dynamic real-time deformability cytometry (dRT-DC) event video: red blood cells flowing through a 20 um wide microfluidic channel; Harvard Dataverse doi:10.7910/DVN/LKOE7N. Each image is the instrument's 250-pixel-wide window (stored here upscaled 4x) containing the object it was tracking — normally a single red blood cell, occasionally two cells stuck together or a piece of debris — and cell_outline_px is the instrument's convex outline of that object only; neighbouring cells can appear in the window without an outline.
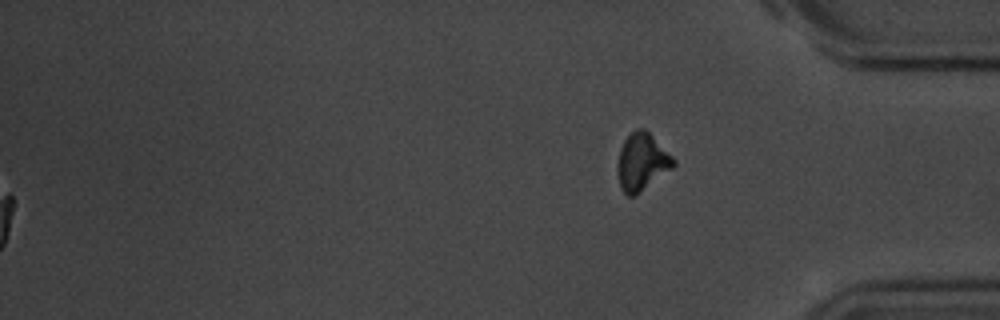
{"species": "common noctule bat (a hibernating species)", "species_latin": "Nyctalus noctula", "temperature_condition": "room temperature", "stored_images_in_passage": 55, "segment_of_instrument_passage": [2, 2], "camera_frame_rate_fps": 3000, "um_per_image_px": 0.085, "animal": {"sex": "male", "body_mass_g": 20.1, "forearm_length_mm": 53.5}, "frame": {"image": 1, "passage_image": 55, "time_ms": 18.0, "image_size_px": [1000, 320], "cell_outline_px": [[676, 164], [672, 168], [632, 196], [628, 196], [620, 188], [616, 172], [616, 168], [620, 148], [624, 140], [636, 128], [644, 128], [676, 160]], "centroid_in_image_um": [54.52, 13.75], "position_along_channel_um": 380.7, "area_um2": 18.32}}